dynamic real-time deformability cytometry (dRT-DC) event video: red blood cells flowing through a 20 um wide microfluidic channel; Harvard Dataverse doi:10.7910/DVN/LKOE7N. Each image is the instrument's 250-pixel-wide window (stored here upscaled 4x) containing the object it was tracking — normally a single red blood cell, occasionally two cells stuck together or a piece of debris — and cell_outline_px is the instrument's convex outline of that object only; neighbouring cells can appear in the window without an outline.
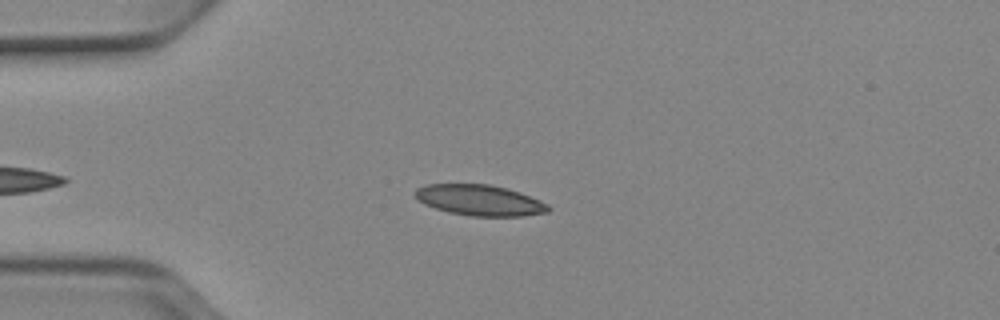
{"species": "Egyptian fruit bat (a non-hibernating species)", "species_latin": "Rousettus aegyptiacus", "temperature_condition": "cold", "stored_images_in_passage": 42, "camera_frame_rate_fps": 3000, "um_per_image_px": 0.085, "animal": {"sex": "female"}, "frame": {"image": 1, "passage_image": 7, "time_ms": 2.0, "image_size_px": [1000, 320], "cell_outline_px": [[552, 208], [548, 212], [524, 216], [472, 216], [448, 212], [424, 204], [412, 192], [416, 188], [428, 184], [488, 184], [508, 188], [520, 192], [540, 200], [548, 204]], "centroid_in_image_um": [40.8, 17.01], "position_along_channel_um": 44.2, "area_um2": 23.99}}
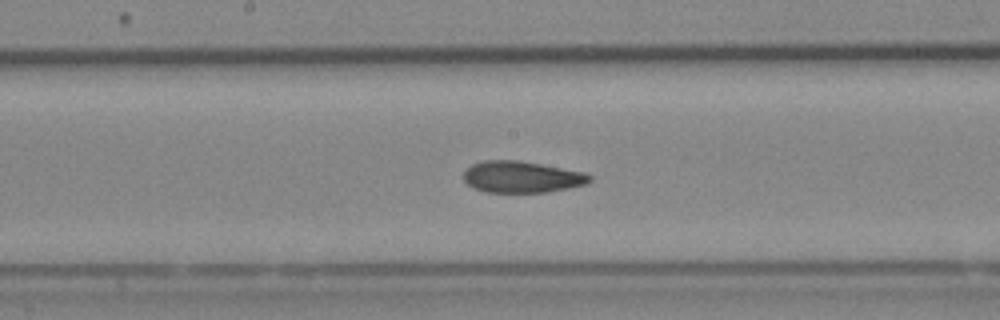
{"frame": {"image": 2, "passage_image": 21, "time_ms": 6.667, "image_size_px": [1000, 320], "cell_outline_px": [[592, 180], [588, 184], [548, 192], [484, 192], [472, 188], [464, 180], [464, 172], [472, 164], [484, 160], [516, 160], [540, 164], [584, 172], [592, 176]], "centroid_in_image_um": [44.35, 15.05], "position_along_channel_um": 203.8, "area_um2": 23.18}}
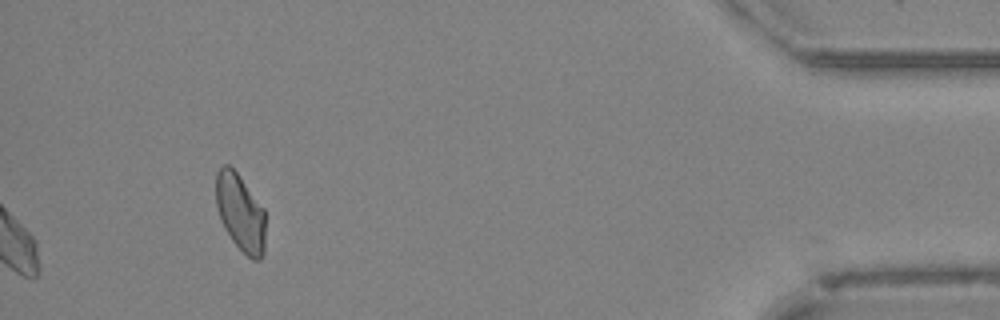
{"frame": {"image": 3, "passage_image": 42, "time_ms": 13.667, "image_size_px": [1000, 320], "cell_outline_px": [[264, 252], [260, 260], [252, 260], [232, 240], [224, 228], [220, 220], [216, 208], [216, 172], [224, 164], [228, 164], [236, 172], [264, 208]], "centroid_in_image_um": [20.41, 18.07], "position_along_channel_um": 414.8, "area_um2": 22.14}, "authors_computed_cell_mechanics": {"area_um2": 23.4379, "velocity_mm_per_s": 3.9058, "shape_relaxation_time_tau1_ms": null, "shape_relaxation_time_tau2_ms": 3.5477, "deformation_change_tau1": null, "deformation_change_tau2": 0.0959}}